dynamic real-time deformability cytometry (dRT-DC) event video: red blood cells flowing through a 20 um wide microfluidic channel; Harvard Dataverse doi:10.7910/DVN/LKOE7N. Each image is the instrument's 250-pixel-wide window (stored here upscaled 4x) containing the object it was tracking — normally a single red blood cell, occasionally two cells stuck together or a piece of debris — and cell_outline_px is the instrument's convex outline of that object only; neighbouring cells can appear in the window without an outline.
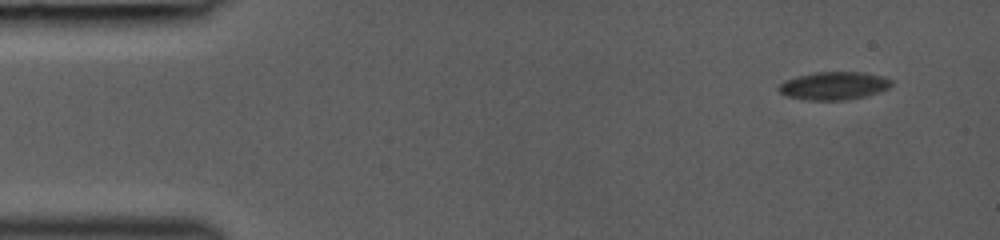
{"species": "common noctule bat (a hibernating species)", "species_latin": "Nyctalus noctula", "temperature_condition": "room temperature", "stored_images_in_passage": 43, "camera_frame_rate_fps": 3000, "um_per_image_px": 0.085, "animal": {"sex": "female", "body_mass_g": 19.0, "forearm_length_mm": 53.3}, "frame": {"image": 1, "passage_image": 1, "time_ms": 0.0, "image_size_px": [1000, 240], "cell_outline_px": [[892, 84], [888, 88], [880, 92], [864, 96], [844, 100], [804, 100], [784, 96], [776, 88], [784, 80], [816, 72], [864, 72], [880, 76], [892, 80]], "centroid_in_image_um": [70.84, 7.3], "position_along_channel_um": 14.2, "area_um2": 18.38}}
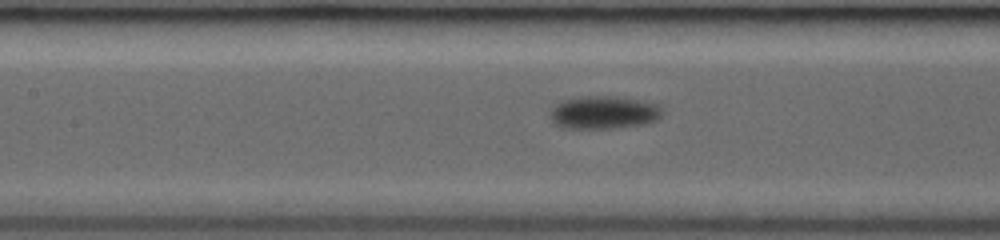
{"frame": {"image": 2, "passage_image": 19, "time_ms": 6.0, "image_size_px": [1000, 240], "cell_outline_px": [[664, 112], [656, 120], [644, 124], [612, 128], [564, 128], [552, 124], [548, 116], [552, 104], [564, 100], [580, 96], [616, 96], [644, 100], [660, 104], [664, 108]], "centroid_in_image_um": [51.3, 9.54], "position_along_channel_um": 156.1, "area_um2": 22.2}}
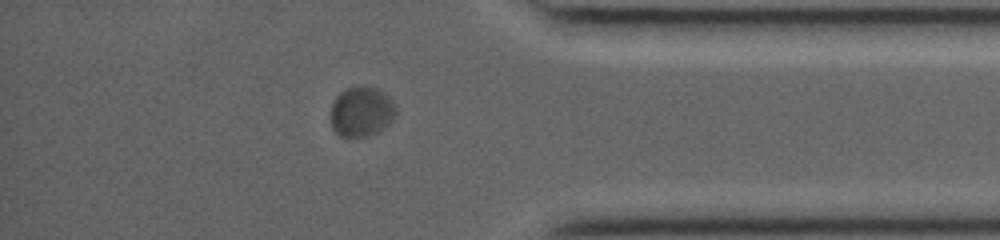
{"frame": {"image": 3, "passage_image": 37, "time_ms": 12.0, "image_size_px": [1000, 240], "cell_outline_px": [[396, 116], [388, 124], [376, 132], [364, 136], [340, 136], [332, 128], [332, 104], [336, 96], [344, 88], [376, 88], [384, 92], [396, 104]], "centroid_in_image_um": [30.74, 9.49], "position_along_channel_um": 404.5, "area_um2": 18.61}}